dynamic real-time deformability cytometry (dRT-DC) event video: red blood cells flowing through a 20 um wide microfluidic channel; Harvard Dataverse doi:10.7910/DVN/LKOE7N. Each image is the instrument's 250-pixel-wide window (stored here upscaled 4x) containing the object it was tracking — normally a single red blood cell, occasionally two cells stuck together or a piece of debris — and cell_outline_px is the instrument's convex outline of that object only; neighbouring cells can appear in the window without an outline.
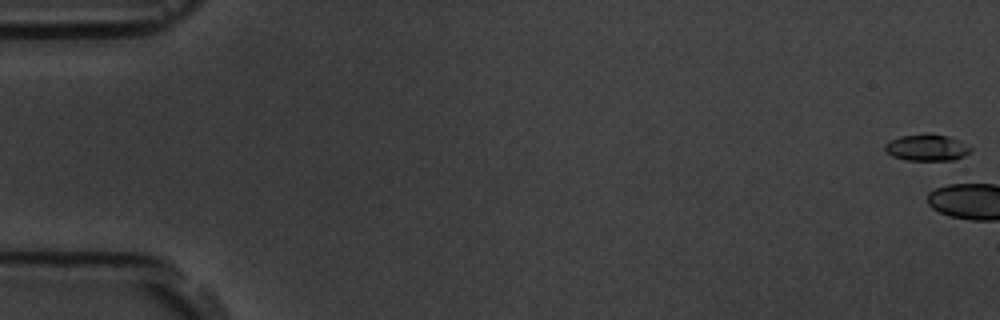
{"species": "common noctule bat (a hibernating species)", "species_latin": "Nyctalus noctula", "temperature_condition": "room temperature", "stored_images_in_passage": 6, "camera_frame_rate_fps": 3000, "um_per_image_px": 0.085, "animal": {"sex": "male", "body_mass_g": 19.5, "forearm_length_mm": 54.6}, "frame": {"image": 1, "passage_image": 1, "time_ms": 0.0, "image_size_px": [1000, 320], "cell_outline_px": [[972, 148], [964, 156], [952, 160], [904, 160], [892, 156], [884, 148], [884, 144], [900, 136], [948, 136]], "centroid_in_image_um": [78.75, 12.59], "position_along_channel_um": 6.3, "area_um2": 12.48}}